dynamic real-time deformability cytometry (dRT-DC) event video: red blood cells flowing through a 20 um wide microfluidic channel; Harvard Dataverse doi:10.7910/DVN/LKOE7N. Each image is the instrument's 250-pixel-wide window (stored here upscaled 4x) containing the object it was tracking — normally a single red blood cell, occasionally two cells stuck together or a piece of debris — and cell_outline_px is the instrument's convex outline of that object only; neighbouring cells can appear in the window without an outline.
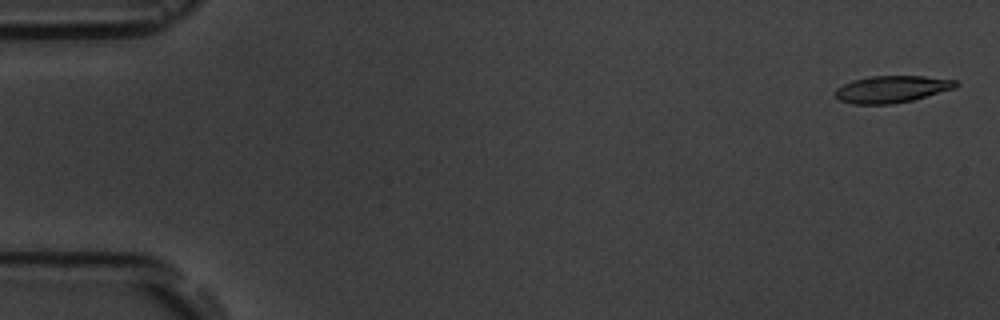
{"species": "common noctule bat (a hibernating species)", "species_latin": "Nyctalus noctula", "temperature_condition": "room temperature", "stored_images_in_passage": 5, "camera_frame_rate_fps": 3000, "um_per_image_px": 0.085, "animal": {"sex": "male", "body_mass_g": 19.5, "forearm_length_mm": 54.6}, "frame": {"image": 1, "passage_image": 1, "time_ms": 0.0, "image_size_px": [1000, 320], "cell_outline_px": [[960, 84], [956, 88], [912, 100], [888, 104], [852, 104], [840, 100], [836, 96], [836, 88], [852, 80], [868, 76], [924, 76], [956, 80]], "centroid_in_image_um": [75.82, 7.57], "position_along_channel_um": 9.2, "area_um2": 18.9}}
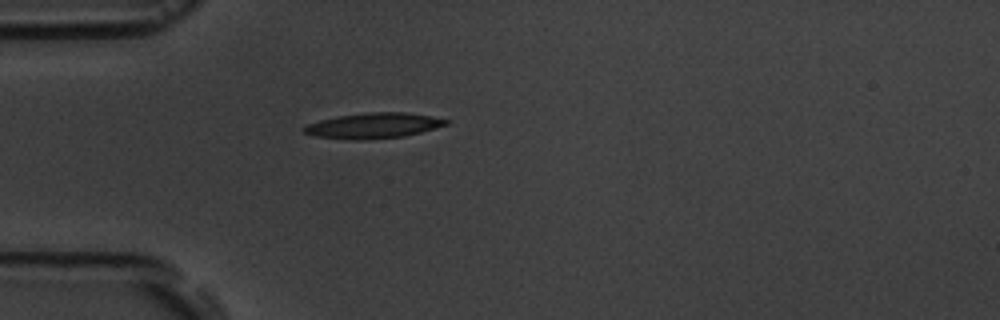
{"frame": {"image": 2, "passage_image": 5, "time_ms": 4.667, "image_size_px": [1000, 320], "cell_outline_px": [[448, 124], [420, 132], [404, 136], [360, 140], [352, 140], [316, 136], [304, 132], [300, 128], [308, 124], [320, 120], [340, 116], [368, 112], [404, 112], [432, 116], [448, 120]], "centroid_in_image_um": [31.73, 10.67], "position_along_channel_um": 53.3, "area_um2": 20.81}}